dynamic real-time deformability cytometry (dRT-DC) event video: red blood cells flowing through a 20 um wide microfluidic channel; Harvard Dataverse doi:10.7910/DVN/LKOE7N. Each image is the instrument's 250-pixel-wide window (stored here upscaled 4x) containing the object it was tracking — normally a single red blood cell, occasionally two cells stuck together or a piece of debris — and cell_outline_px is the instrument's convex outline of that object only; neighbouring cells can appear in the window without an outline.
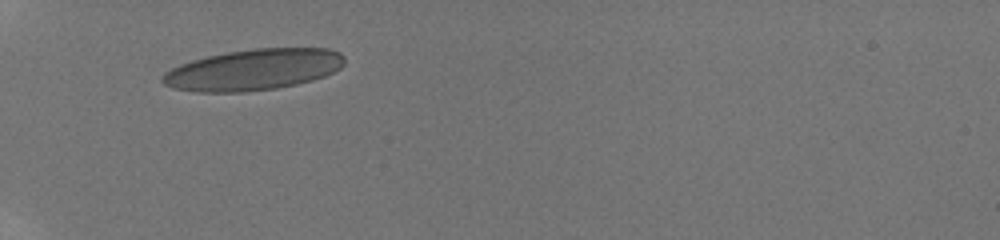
{"species": "human", "species_latin": "Homo sapiens", "temperature_condition": "room temperature", "stored_images_in_passage": 42, "camera_frame_rate_fps": 3000, "um_per_image_px": 0.085, "donor": {"sex": "male"}, "frame": {"image": 1, "passage_image": 1, "time_ms": 0.0, "image_size_px": [1000, 240], "cell_outline_px": [[344, 64], [340, 68], [324, 76], [312, 80], [296, 84], [276, 88], [244, 92], [196, 92], [172, 88], [164, 84], [160, 80], [164, 72], [180, 64], [192, 60], [208, 56], [228, 52], [256, 48], [328, 48], [340, 52], [344, 56]], "centroid_in_image_um": [21.53, 5.92], "position_along_channel_um": 63.5, "area_um2": 43.64}}
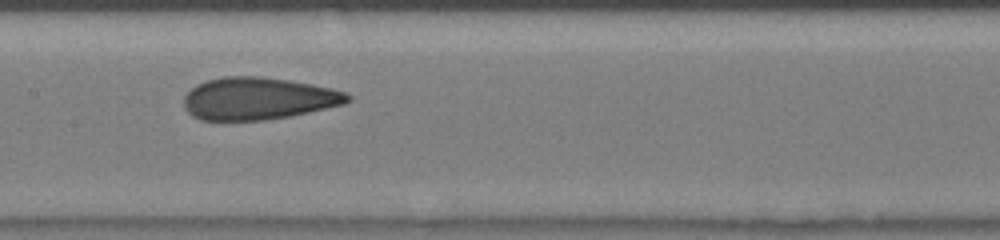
{"frame": {"image": 2, "passage_image": 14, "time_ms": 3.333, "image_size_px": [1000, 240], "cell_outline_px": [[352, 100], [344, 104], [292, 116], [264, 120], [200, 120], [192, 116], [184, 108], [184, 96], [196, 84], [208, 80], [224, 76], [260, 76], [288, 80], [312, 84], [332, 88], [348, 92], [352, 96]], "centroid_in_image_um": [21.97, 8.38], "position_along_channel_um": 185.4, "area_um2": 40.63}}
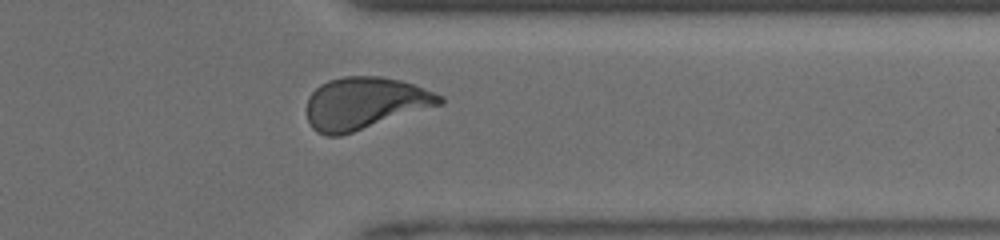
{"frame": {"image": 3, "passage_image": 31, "time_ms": 8.0, "image_size_px": [1000, 240], "cell_outline_px": [[444, 104], [340, 136], [328, 136], [316, 132], [312, 128], [308, 120], [308, 96], [320, 84], [328, 80], [344, 76], [380, 76], [400, 80], [412, 84], [444, 96]], "centroid_in_image_um": [31.01, 8.78], "position_along_channel_um": 380.4, "area_um2": 40.4}, "authors_computed_cell_mechanics": {"area_um2": 40.171, "velocity_mm_per_s": 4.179, "shape_relaxation_time_tau1_ms": 10.7193, "shape_relaxation_time_tau2_ms": 0.9046, "deformation_change_tau1": 0.2874, "deformation_change_tau2": 0.0689}}